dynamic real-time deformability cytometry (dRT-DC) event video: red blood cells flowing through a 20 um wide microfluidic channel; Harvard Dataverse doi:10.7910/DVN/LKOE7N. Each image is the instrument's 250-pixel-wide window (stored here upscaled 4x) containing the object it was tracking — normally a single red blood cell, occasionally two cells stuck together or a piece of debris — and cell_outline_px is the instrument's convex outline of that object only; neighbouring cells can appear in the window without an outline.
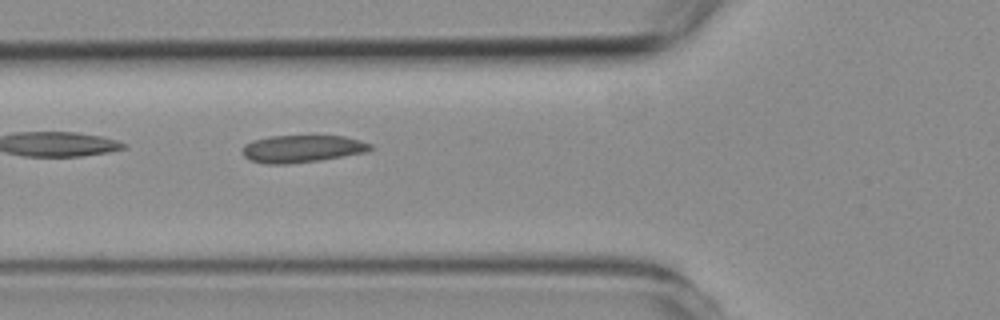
{"species": "common noctule bat (a hibernating species)", "species_latin": "Nyctalus noctula", "temperature_condition": "room temperature", "stored_images_in_passage": 4, "camera_frame_rate_fps": 3000, "um_per_image_px": 0.085, "animal": {"sex": "female", "body_mass_g": 19.3, "forearm_length_mm": 54.1}, "frame": {"image": 1, "passage_image": 4, "time_ms": 3.667, "image_size_px": [1000, 320], "cell_outline_px": [[372, 148], [364, 152], [320, 160], [288, 164], [268, 164], [248, 160], [244, 156], [240, 148], [244, 144], [252, 140], [272, 136], [344, 136], [372, 144]], "centroid_in_image_um": [25.6, 12.65], "position_along_channel_um": 100.2, "area_um2": 20.35}}